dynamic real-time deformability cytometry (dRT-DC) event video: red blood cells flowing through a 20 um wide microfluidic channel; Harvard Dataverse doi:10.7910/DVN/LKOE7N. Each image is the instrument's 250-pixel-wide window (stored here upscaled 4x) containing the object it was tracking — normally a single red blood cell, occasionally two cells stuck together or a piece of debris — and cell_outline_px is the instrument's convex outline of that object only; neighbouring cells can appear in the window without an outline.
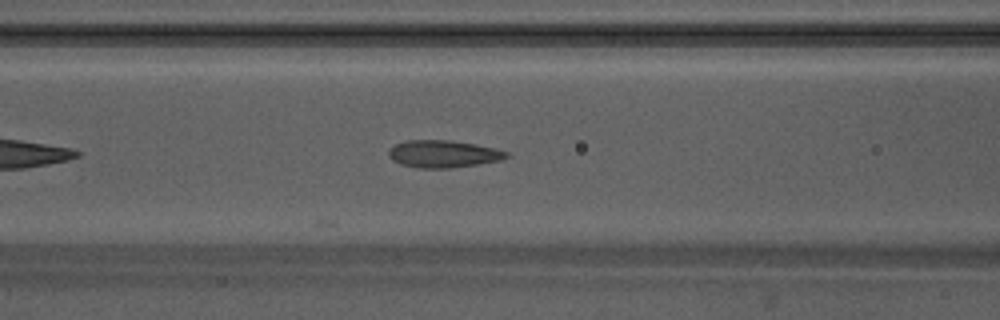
{"species": "Egyptian fruit bat (a non-hibernating species)", "species_latin": "Rousettus aegyptiacus", "temperature_condition": "warm", "stored_images_in_passage": 34, "camera_frame_rate_fps": 3000, "um_per_image_px": 0.085, "animal": {"sex": "male"}, "frame": {"image": 1, "passage_image": 7, "time_ms": 2.0, "image_size_px": [1000, 320], "cell_outline_px": [[512, 156], [500, 160], [452, 168], [416, 168], [400, 164], [392, 160], [388, 156], [388, 148], [404, 140], [448, 140], [476, 144], [508, 152]], "centroid_in_image_um": [37.63, 13.08], "position_along_channel_um": 129.0, "area_um2": 18.84}}
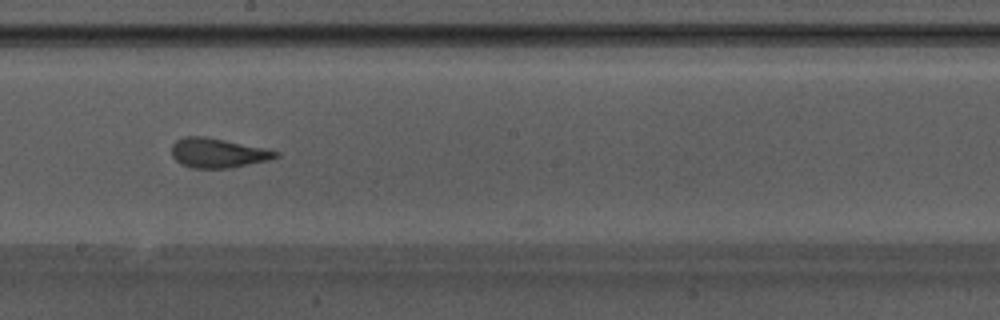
{"frame": {"image": 2, "passage_image": 15, "time_ms": 4.667, "image_size_px": [1000, 320], "cell_outline_px": [[280, 156], [268, 160], [232, 168], [192, 168], [180, 164], [172, 156], [172, 144], [176, 140], [184, 136], [204, 136], [264, 148], [280, 152]], "centroid_in_image_um": [18.5, 13.01], "position_along_channel_um": 229.7, "area_um2": 17.92}}
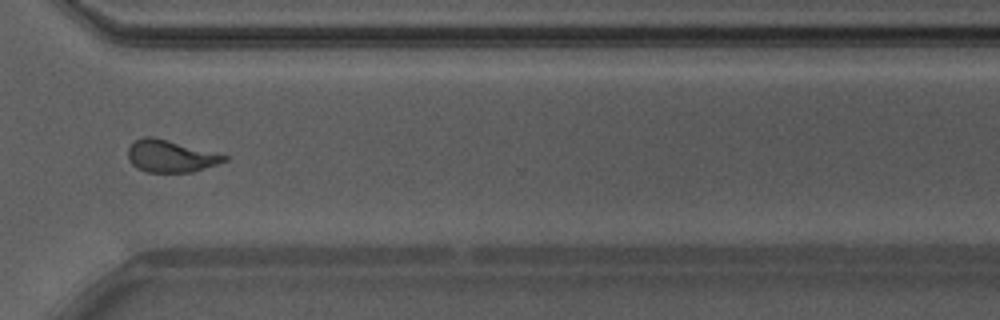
{"frame": {"image": 3, "passage_image": 25, "time_ms": 8.0, "image_size_px": [1000, 320], "cell_outline_px": [[228, 160], [192, 172], [148, 172], [136, 168], [128, 160], [128, 148], [136, 140], [144, 136], [152, 136], [228, 156]], "centroid_in_image_um": [14.46, 13.28], "position_along_channel_um": 356.1, "area_um2": 17.74}}